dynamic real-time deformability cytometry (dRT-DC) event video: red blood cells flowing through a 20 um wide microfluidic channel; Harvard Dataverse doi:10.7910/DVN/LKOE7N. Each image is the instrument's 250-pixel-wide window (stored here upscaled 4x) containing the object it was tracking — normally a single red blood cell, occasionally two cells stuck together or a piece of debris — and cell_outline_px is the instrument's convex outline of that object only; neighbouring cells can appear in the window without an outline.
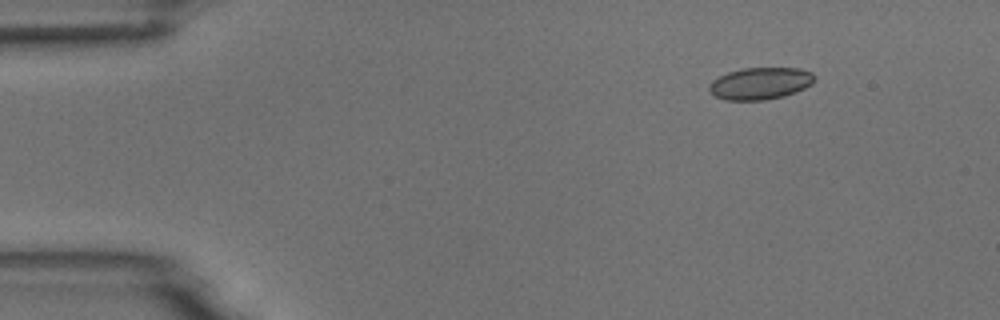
{"species": "common noctule bat (a hibernating species)", "species_latin": "Nyctalus noctula", "temperature_condition": "room temperature", "stored_images_in_passage": 8, "camera_frame_rate_fps": 3000, "um_per_image_px": 0.085, "animal": {"sex": "male", "body_mass_g": 18.8}, "frame": {"image": 1, "passage_image": 1, "time_ms": 0.0, "image_size_px": [1000, 320], "cell_outline_px": [[816, 80], [812, 84], [804, 88], [784, 96], [764, 100], [724, 100], [716, 96], [708, 88], [712, 80], [728, 72], [744, 68], [800, 68], [812, 72], [816, 76]], "centroid_in_image_um": [64.66, 7.08], "position_along_channel_um": 20.3, "area_um2": 19.65}}
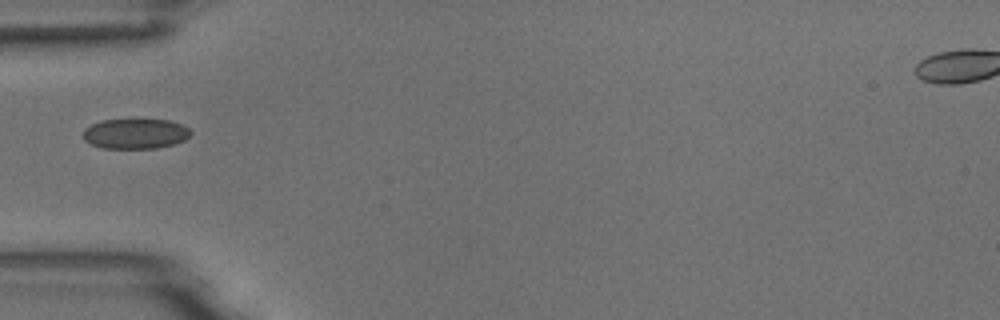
{"frame": {"image": 2, "passage_image": 4, "time_ms": 3.667, "image_size_px": [1000, 320], "cell_outline_px": [[192, 132], [184, 140], [172, 144], [156, 148], [104, 148], [92, 144], [84, 140], [84, 128], [100, 120], [168, 120], [184, 124]], "centroid_in_image_um": [11.51, 11.36], "position_along_channel_um": 73.5, "area_um2": 18.73}}
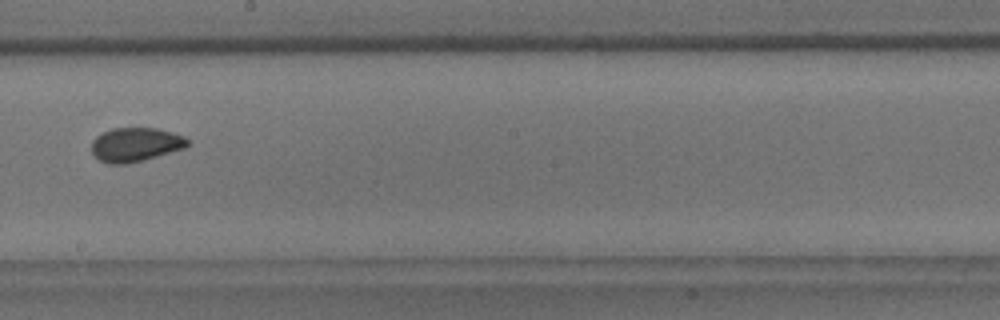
{"frame": {"image": 3, "passage_image": 8, "time_ms": 8.0, "image_size_px": [1000, 320], "cell_outline_px": [[188, 144], [184, 148], [128, 164], [108, 164], [100, 160], [92, 152], [92, 140], [96, 136], [112, 128], [156, 128], [172, 132], [184, 136], [188, 140]], "centroid_in_image_um": [11.5, 12.28], "position_along_channel_um": 236.7, "area_um2": 18.84}}